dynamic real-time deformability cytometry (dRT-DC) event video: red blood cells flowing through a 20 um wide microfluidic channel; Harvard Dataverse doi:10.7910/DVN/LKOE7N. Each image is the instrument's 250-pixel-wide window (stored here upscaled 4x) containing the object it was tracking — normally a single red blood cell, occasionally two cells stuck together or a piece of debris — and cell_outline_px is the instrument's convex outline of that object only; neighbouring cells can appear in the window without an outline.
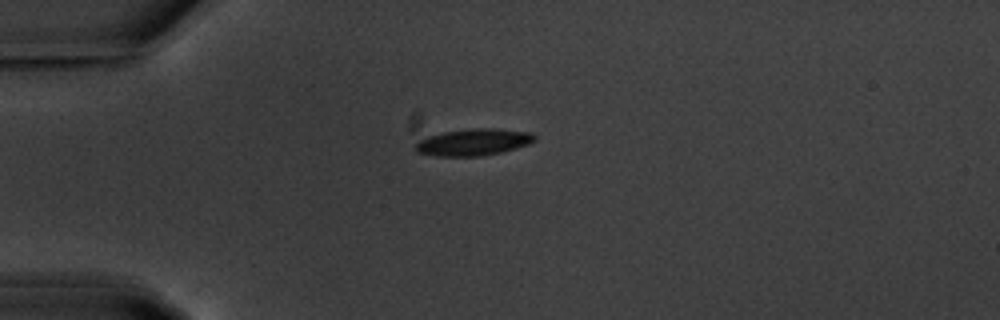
{"species": "common noctule bat (a hibernating species)", "species_latin": "Nyctalus noctula", "temperature_condition": "warm", "stored_images_in_passage": 42, "camera_frame_rate_fps": 3000, "um_per_image_px": 0.085, "animal": {"sex": "male", "body_mass_g": 20.1, "forearm_length_mm": 53.5}, "frame": {"image": 1, "passage_image": 1, "time_ms": 0.0, "image_size_px": [1000, 320], "cell_outline_px": [[536, 140], [528, 144], [516, 148], [500, 152], [480, 156], [436, 156], [416, 152], [416, 144], [420, 140], [428, 136], [444, 132], [476, 128], [492, 128], [532, 132], [536, 136]], "centroid_in_image_um": [40.27, 12.08], "position_along_channel_um": 44.7, "area_um2": 18.44}}
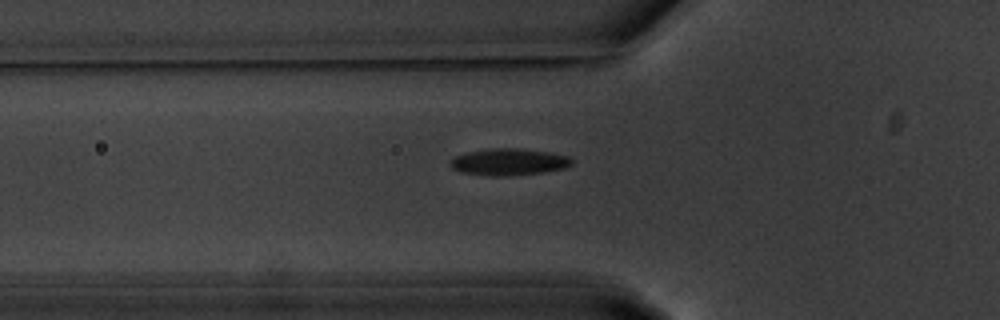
{"frame": {"image": 2, "passage_image": 6, "time_ms": 1.667, "image_size_px": [1000, 320], "cell_outline_px": [[572, 164], [564, 168], [544, 172], [512, 176], [492, 176], [460, 172], [452, 168], [448, 164], [448, 160], [456, 156], [468, 152], [492, 148], [516, 148], [548, 152], [568, 156], [572, 160]], "centroid_in_image_um": [43.21, 13.77], "position_along_channel_um": 82.6, "area_um2": 19.02}}
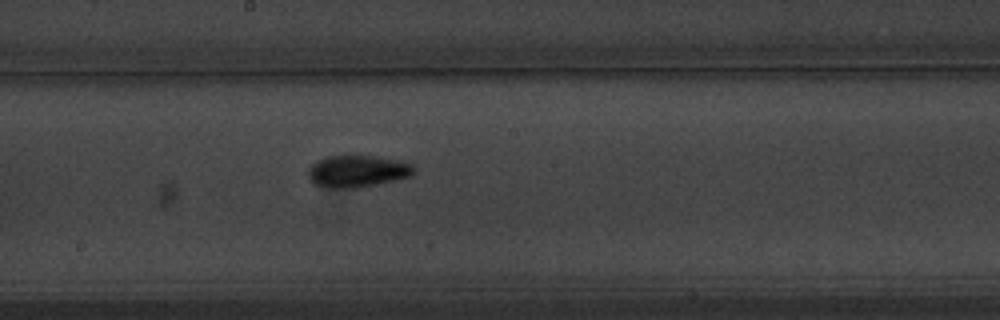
{"frame": {"image": 3, "passage_image": 17, "time_ms": 5.333, "image_size_px": [1000, 320], "cell_outline_px": [[416, 168], [412, 176], [356, 188], [324, 188], [312, 184], [308, 176], [308, 168], [316, 160], [328, 156], [372, 156], [396, 160], [412, 164]], "centroid_in_image_um": [30.32, 14.56], "position_along_channel_um": 217.9, "area_um2": 19.71}, "authors_computed_cell_mechanics": {"area_um2": 18.4382, "velocity_mm_per_s": 3.665, "shape_relaxation_time_tau1_ms": 3.2173, "shape_relaxation_time_tau2_ms": 2.2877, "deformation_change_tau1": 0.1385, "deformation_change_tau2": 0.0787}}